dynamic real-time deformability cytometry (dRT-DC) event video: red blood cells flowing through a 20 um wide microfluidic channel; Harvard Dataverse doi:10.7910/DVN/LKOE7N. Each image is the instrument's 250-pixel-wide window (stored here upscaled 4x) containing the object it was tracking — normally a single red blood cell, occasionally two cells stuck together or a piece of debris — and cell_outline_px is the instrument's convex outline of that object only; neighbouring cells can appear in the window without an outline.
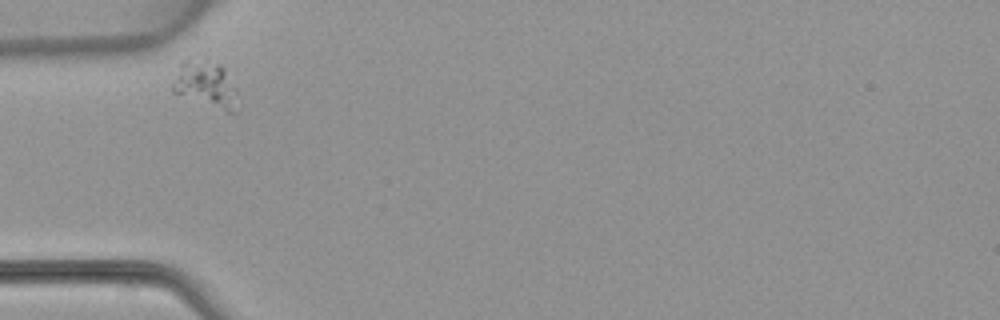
{"species": "common noctule bat (a hibernating species)", "species_latin": "Nyctalus noctula", "temperature_condition": "warm", "stored_images_in_passage": 33, "camera_frame_rate_fps": 3000, "um_per_image_px": 0.085, "animal": {"sex": "female", "body_mass_g": 22.7, "forearm_length_mm": 54.2}, "frame": {"image": 1, "passage_image": 2, "time_ms": 0.333, "image_size_px": [1000, 320], "cell_outline_px": [[240, 112], [236, 116], [172, 92], [172, 84], [180, 60], [188, 56], [204, 52], [220, 64], [224, 68], [236, 88], [240, 108]], "centroid_in_image_um": [17.53, 7.09], "position_along_channel_um": 67.5, "area_um2": 19.42}}
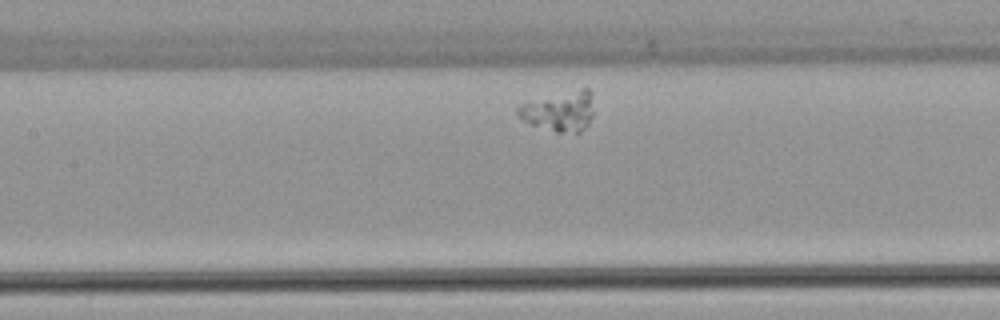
{"frame": {"image": 2, "passage_image": 10, "time_ms": 3.0, "image_size_px": [1000, 320], "cell_outline_px": [[592, 116], [588, 124], [580, 132], [556, 132], [532, 124], [524, 120], [516, 112], [516, 108], [520, 104], [580, 88], [588, 88], [592, 92]], "centroid_in_image_um": [47.59, 9.45], "position_along_channel_um": 159.8, "area_um2": 17.34}}
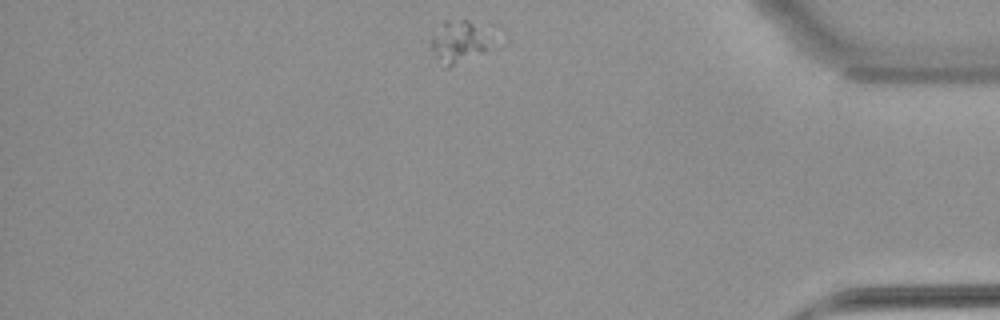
{"frame": {"image": 3, "passage_image": 32, "time_ms": 10.333, "image_size_px": [1000, 320], "cell_outline_px": [[492, 48], [484, 52], [448, 68], [444, 68], [428, 44], [432, 36], [444, 20], [468, 20], [476, 24]], "centroid_in_image_um": [38.91, 3.59], "position_along_channel_um": 396.3, "area_um2": 14.45}}